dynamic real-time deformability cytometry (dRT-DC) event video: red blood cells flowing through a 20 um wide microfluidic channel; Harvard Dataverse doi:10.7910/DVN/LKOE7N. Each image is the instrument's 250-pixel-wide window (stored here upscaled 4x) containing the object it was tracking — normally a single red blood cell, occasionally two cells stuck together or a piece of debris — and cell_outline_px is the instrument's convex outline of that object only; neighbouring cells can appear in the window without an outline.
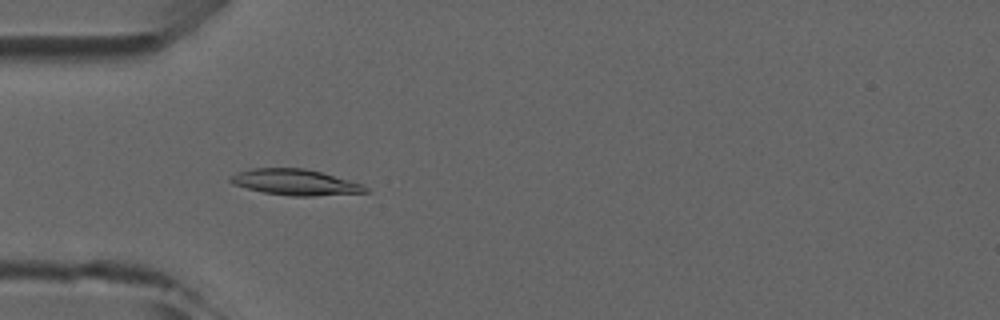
{"species": "common noctule bat (a hibernating species)", "species_latin": "Nyctalus noctula", "temperature_condition": "room temperature", "stored_images_in_passage": 6, "camera_frame_rate_fps": 3000, "um_per_image_px": 0.085, "animal": {"sex": "male", "forearm_length_mm": 52.5}, "frame": {"image": 1, "passage_image": 5, "time_ms": 4.333, "image_size_px": [1000, 320], "cell_outline_px": [[372, 192], [312, 196], [292, 196], [264, 192], [232, 184], [228, 180], [228, 176], [236, 172], [252, 168], [304, 168], [320, 172], [348, 180], [360, 184], [368, 188]], "centroid_in_image_um": [25.05, 15.49], "position_along_channel_um": 59.9, "area_um2": 20.29}}
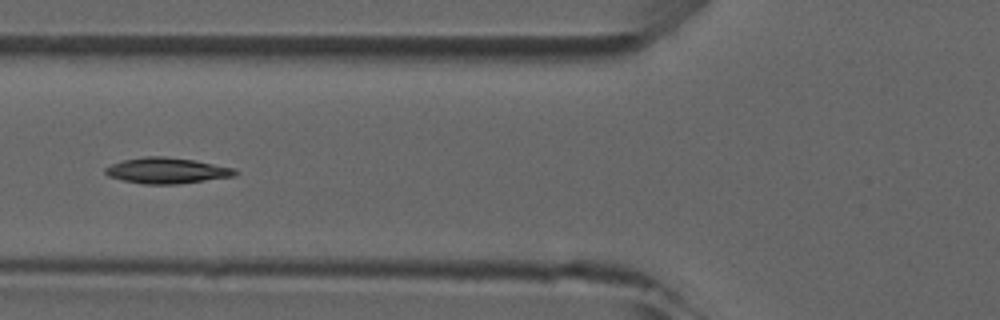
{"frame": {"image": 2, "passage_image": 6, "time_ms": 5.667, "image_size_px": [1000, 320], "cell_outline_px": [[240, 172], [236, 176], [176, 184], [144, 184], [124, 180], [108, 176], [104, 172], [104, 168], [112, 164], [124, 160], [148, 156], [164, 156], [196, 160], [236, 168]], "centroid_in_image_um": [14.24, 14.49], "position_along_channel_um": 111.6, "area_um2": 19.59}}